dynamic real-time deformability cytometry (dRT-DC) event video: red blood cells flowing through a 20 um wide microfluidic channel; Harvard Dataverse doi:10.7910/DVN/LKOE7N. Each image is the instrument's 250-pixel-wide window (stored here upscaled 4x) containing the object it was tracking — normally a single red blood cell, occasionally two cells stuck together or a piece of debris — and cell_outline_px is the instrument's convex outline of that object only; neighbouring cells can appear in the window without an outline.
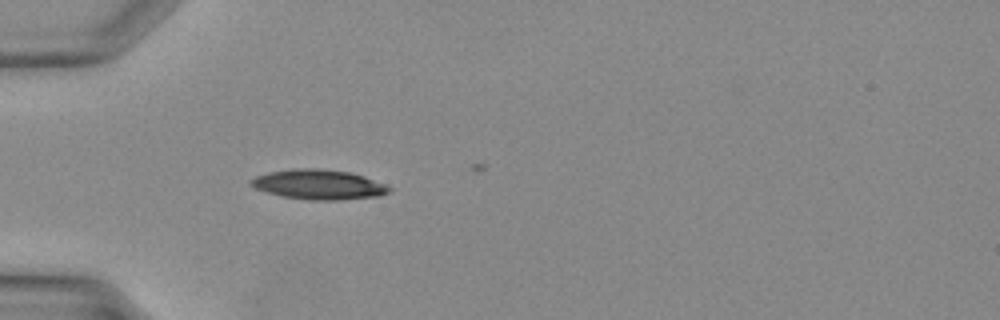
{"species": "Egyptian fruit bat (a non-hibernating species)", "species_latin": "Rousettus aegyptiacus", "temperature_condition": "warm", "stored_images_in_passage": 3, "camera_frame_rate_fps": 3000, "um_per_image_px": 0.085, "animal": {"sex": "female"}, "frame": {"image": 1, "passage_image": 2, "time_ms": 0.333, "image_size_px": [1000, 320], "cell_outline_px": [[392, 188], [388, 192], [376, 196], [336, 200], [312, 200], [280, 196], [256, 188], [248, 184], [248, 180], [256, 176], [268, 172], [292, 168], [316, 168], [348, 172], [364, 176], [384, 184]], "centroid_in_image_um": [27.03, 15.67], "position_along_channel_um": 58.0, "area_um2": 23.87}}